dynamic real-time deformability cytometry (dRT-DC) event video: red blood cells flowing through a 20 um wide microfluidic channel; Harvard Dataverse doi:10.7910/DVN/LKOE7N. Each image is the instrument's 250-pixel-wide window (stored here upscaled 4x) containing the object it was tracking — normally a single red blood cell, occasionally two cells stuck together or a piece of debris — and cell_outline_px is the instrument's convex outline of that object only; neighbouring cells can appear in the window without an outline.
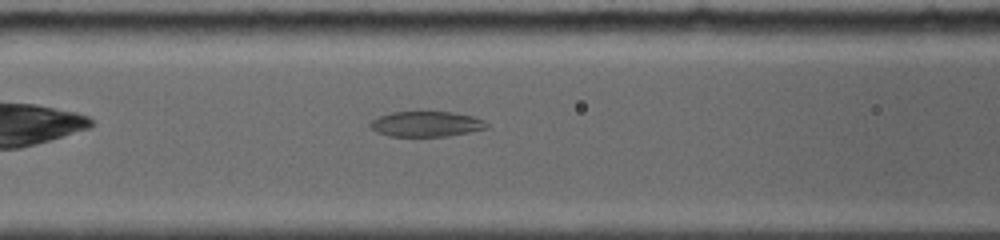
{"species": "common noctule bat (a hibernating species)", "species_latin": "Nyctalus noctula", "temperature_condition": "room temperature", "stored_images_in_passage": 9, "camera_frame_rate_fps": 5000, "um_per_image_px": 0.085, "animal": {"sex": "female", "body_mass_g": 19.0, "forearm_length_mm": 56.7}, "frame": {"image": 1, "passage_image": 8, "time_ms": 3.4, "image_size_px": [1000, 240], "cell_outline_px": [[488, 128], [468, 132], [444, 136], [392, 136], [376, 132], [368, 124], [372, 120], [380, 116], [392, 112], [416, 108], [452, 112], [472, 116], [484, 120], [488, 124]], "centroid_in_image_um": [36.21, 10.48], "position_along_channel_um": 130.4, "area_um2": 17.86}}